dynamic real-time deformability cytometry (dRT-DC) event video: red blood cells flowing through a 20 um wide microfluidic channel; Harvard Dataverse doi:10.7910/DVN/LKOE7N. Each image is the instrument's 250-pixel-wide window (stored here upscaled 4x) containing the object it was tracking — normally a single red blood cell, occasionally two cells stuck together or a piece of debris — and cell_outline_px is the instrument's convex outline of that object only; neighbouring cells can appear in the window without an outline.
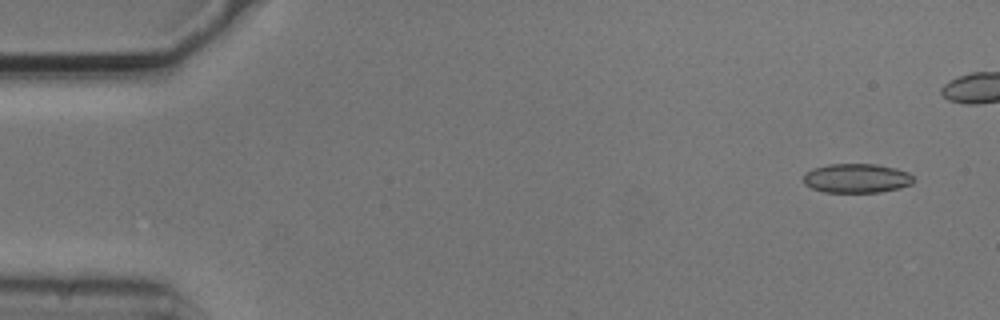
{"species": "common noctule bat (a hibernating species)", "species_latin": "Nyctalus noctula", "temperature_condition": "cold", "stored_images_in_passage": 4, "camera_frame_rate_fps": 3000, "um_per_image_px": 0.085, "animal": {"sex": "male", "body_mass_g": 20.5, "forearm_length_mm": 52.5}, "frame": {"image": 1, "passage_image": 1, "time_ms": 0.0, "image_size_px": [1000, 320], "cell_outline_px": [[916, 180], [912, 184], [900, 188], [880, 192], [824, 192], [812, 188], [804, 184], [804, 176], [812, 168], [828, 164], [876, 164], [896, 168], [908, 172]], "centroid_in_image_um": [72.84, 15.15], "position_along_channel_um": 12.2, "area_um2": 18.84}}